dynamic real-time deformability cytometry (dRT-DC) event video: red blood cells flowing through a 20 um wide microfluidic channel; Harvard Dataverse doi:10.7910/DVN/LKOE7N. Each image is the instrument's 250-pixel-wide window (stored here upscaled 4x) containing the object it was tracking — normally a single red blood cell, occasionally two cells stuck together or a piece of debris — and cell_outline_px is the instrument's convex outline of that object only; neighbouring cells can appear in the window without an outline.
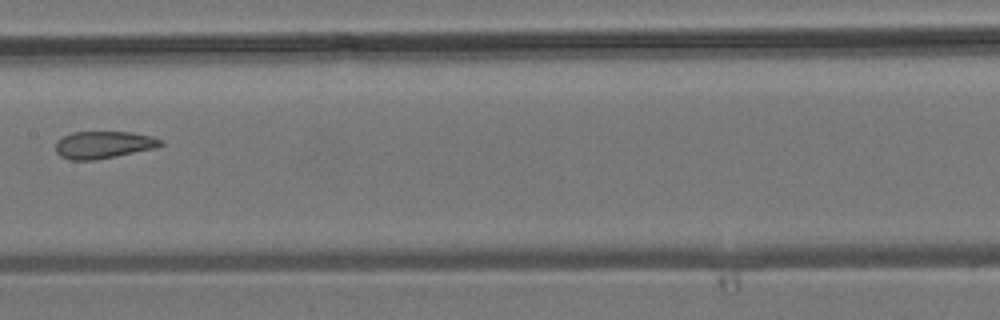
{"species": "common noctule bat (a hibernating species)", "species_latin": "Nyctalus noctula", "temperature_condition": "room temperature", "stored_images_in_passage": 6, "camera_frame_rate_fps": 3000, "um_per_image_px": 0.085, "animal": {"sex": "male", "body_mass_g": 19.2, "forearm_length_mm": 51.8}, "frame": {"image": 1, "passage_image": 6, "time_ms": 6.333, "image_size_px": [1000, 320], "cell_outline_px": [[164, 144], [156, 148], [96, 160], [72, 160], [60, 156], [56, 152], [56, 140], [72, 132], [132, 132], [152, 136], [164, 140]], "centroid_in_image_um": [8.82, 12.3], "position_along_channel_um": 198.6, "area_um2": 16.82}}